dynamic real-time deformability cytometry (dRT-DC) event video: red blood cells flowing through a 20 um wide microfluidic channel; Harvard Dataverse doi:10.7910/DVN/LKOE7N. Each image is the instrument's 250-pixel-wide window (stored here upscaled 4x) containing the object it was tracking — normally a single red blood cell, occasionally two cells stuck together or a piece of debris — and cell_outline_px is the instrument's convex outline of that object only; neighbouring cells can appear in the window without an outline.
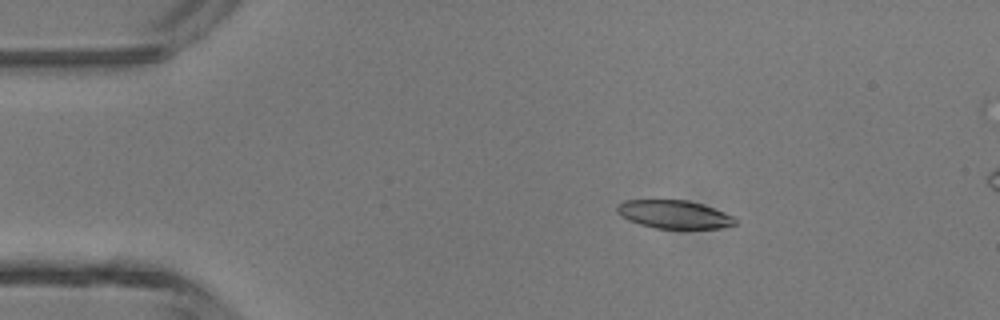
{"species": "common noctule bat (a hibernating species)", "species_latin": "Nyctalus noctula", "temperature_condition": "room temperature", "stored_images_in_passage": 5, "camera_frame_rate_fps": 3000, "um_per_image_px": 0.085, "animal": {"sex": "male", "body_mass_g": 13.3}, "frame": {"image": 1, "passage_image": 3, "time_ms": 0.667, "image_size_px": [1000, 320], "cell_outline_px": [[736, 224], [720, 228], [656, 228], [640, 224], [628, 220], [620, 216], [616, 212], [616, 204], [624, 200], [688, 200], [724, 212], [732, 216], [736, 220]], "centroid_in_image_um": [57.23, 18.22], "position_along_channel_um": 27.8, "area_um2": 19.31}}